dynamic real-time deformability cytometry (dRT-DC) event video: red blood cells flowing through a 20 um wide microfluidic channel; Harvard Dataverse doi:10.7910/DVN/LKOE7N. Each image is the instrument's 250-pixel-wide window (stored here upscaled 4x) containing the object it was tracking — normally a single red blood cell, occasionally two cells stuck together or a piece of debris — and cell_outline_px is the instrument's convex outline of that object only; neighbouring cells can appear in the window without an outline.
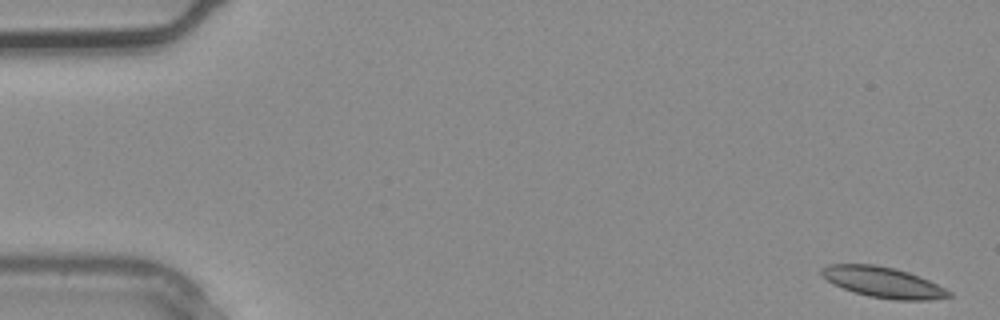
{"species": "common noctule bat (a hibernating species)", "species_latin": "Nyctalus noctula", "temperature_condition": "warm", "stored_images_in_passage": 3, "camera_frame_rate_fps": 3000, "um_per_image_px": 0.085, "animal": {"sex": "male", "body_mass_g": 20.4}, "frame": {"image": 1, "passage_image": 1, "time_ms": 0.0, "image_size_px": [1000, 320], "cell_outline_px": [[952, 296], [928, 300], [896, 300], [868, 296], [844, 288], [828, 280], [820, 272], [828, 264], [876, 264], [896, 268], [908, 272], [928, 280], [952, 292]], "centroid_in_image_um": [75.1, 23.99], "position_along_channel_um": 9.9, "area_um2": 22.37}}
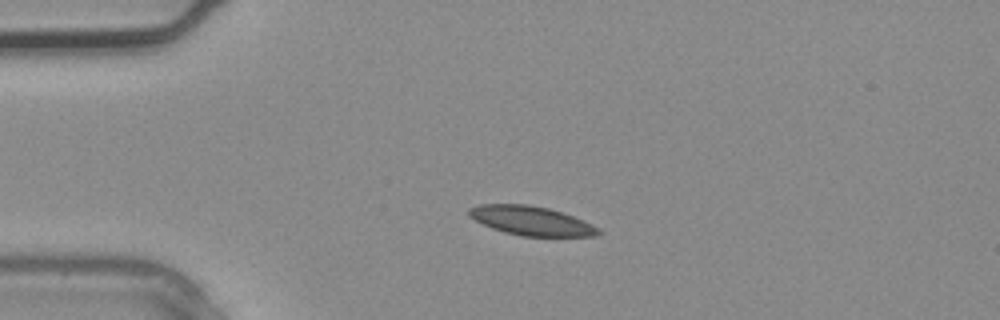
{"frame": {"image": 2, "passage_image": 3, "time_ms": 0.667, "image_size_px": [1000, 320], "cell_outline_px": [[600, 232], [596, 236], [520, 236], [504, 232], [492, 228], [468, 216], [468, 208], [480, 204], [528, 204], [548, 208], [572, 216], [592, 224], [600, 228]], "centroid_in_image_um": [45.13, 18.76], "position_along_channel_um": 39.9, "area_um2": 21.85}}